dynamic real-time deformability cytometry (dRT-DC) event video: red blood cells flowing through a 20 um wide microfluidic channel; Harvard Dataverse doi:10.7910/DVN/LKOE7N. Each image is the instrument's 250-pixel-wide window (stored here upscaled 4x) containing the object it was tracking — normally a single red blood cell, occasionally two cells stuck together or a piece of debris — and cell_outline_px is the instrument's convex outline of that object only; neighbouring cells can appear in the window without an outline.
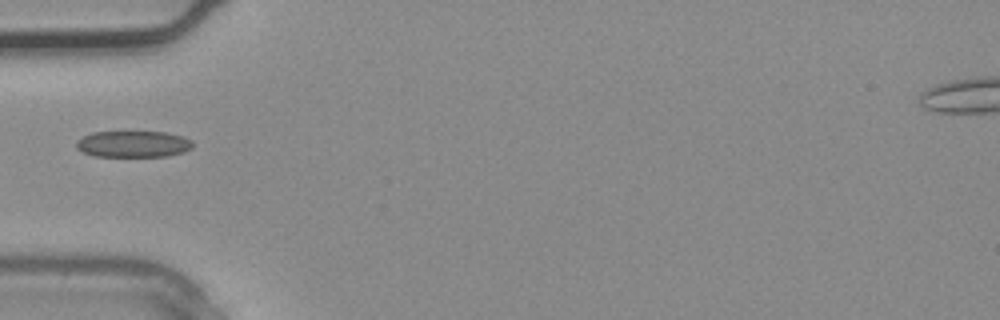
{"species": "common noctule bat (a hibernating species)", "species_latin": "Nyctalus noctula", "temperature_condition": "warm", "stored_images_in_passage": 4, "camera_frame_rate_fps": 3000, "um_per_image_px": 0.085, "animal": {"sex": "male", "body_mass_g": 20.4}, "frame": {"image": 1, "passage_image": 4, "time_ms": 1.0, "image_size_px": [1000, 320], "cell_outline_px": [[192, 148], [184, 152], [168, 156], [92, 156], [76, 148], [76, 140], [92, 132], [164, 132], [184, 136], [192, 140]], "centroid_in_image_um": [11.33, 12.24], "position_along_channel_um": 73.7, "area_um2": 17.98}}